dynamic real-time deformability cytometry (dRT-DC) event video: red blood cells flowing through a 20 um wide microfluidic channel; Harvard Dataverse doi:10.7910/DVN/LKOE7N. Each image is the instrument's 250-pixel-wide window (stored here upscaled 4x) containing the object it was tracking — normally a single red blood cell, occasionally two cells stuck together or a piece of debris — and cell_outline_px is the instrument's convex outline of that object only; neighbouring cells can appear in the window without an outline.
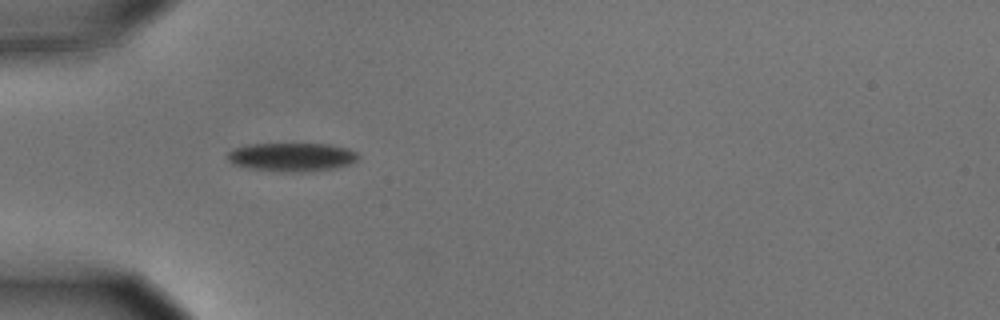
{"species": "common noctule bat (a hibernating species)", "species_latin": "Nyctalus noctula", "temperature_condition": "cold", "stored_images_in_passage": 8, "camera_frame_rate_fps": 3000, "um_per_image_px": 0.085, "animal": {"sex": "male", "body_mass_g": 15.6}, "frame": {"image": 1, "passage_image": 3, "time_ms": 0.667, "image_size_px": [1000, 320], "cell_outline_px": [[360, 156], [356, 160], [348, 164], [332, 168], [304, 172], [248, 168], [232, 164], [228, 160], [228, 152], [232, 148], [248, 144], [328, 144], [348, 148], [356, 152]], "centroid_in_image_um": [24.78, 13.33], "position_along_channel_um": 60.2, "area_um2": 21.5}}
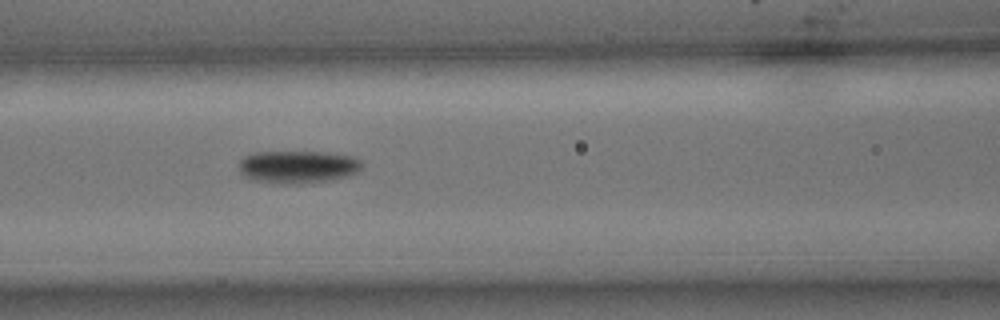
{"frame": {"image": 2, "passage_image": 5, "time_ms": 1.333, "image_size_px": [1000, 320], "cell_outline_px": [[364, 164], [356, 172], [348, 176], [332, 180], [300, 184], [280, 184], [252, 180], [244, 176], [240, 172], [240, 160], [244, 156], [256, 152], [324, 152], [352, 156], [360, 160]], "centroid_in_image_um": [25.31, 14.19], "position_along_channel_um": 141.3, "area_um2": 23.58}}
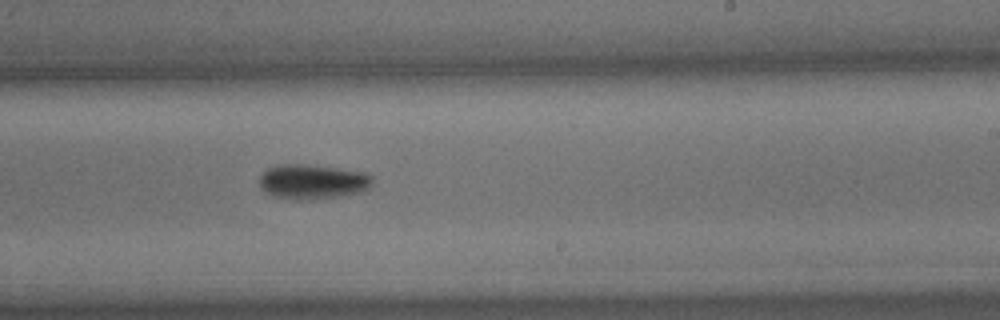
{"frame": {"image": 3, "passage_image": 8, "time_ms": 2.333, "image_size_px": [1000, 320], "cell_outline_px": [[372, 184], [368, 188], [360, 192], [340, 196], [312, 200], [292, 200], [276, 196], [268, 192], [260, 184], [260, 176], [268, 168], [280, 164], [304, 164], [368, 172], [372, 176]], "centroid_in_image_um": [26.61, 15.44], "position_along_channel_um": 262.4, "area_um2": 22.83}}